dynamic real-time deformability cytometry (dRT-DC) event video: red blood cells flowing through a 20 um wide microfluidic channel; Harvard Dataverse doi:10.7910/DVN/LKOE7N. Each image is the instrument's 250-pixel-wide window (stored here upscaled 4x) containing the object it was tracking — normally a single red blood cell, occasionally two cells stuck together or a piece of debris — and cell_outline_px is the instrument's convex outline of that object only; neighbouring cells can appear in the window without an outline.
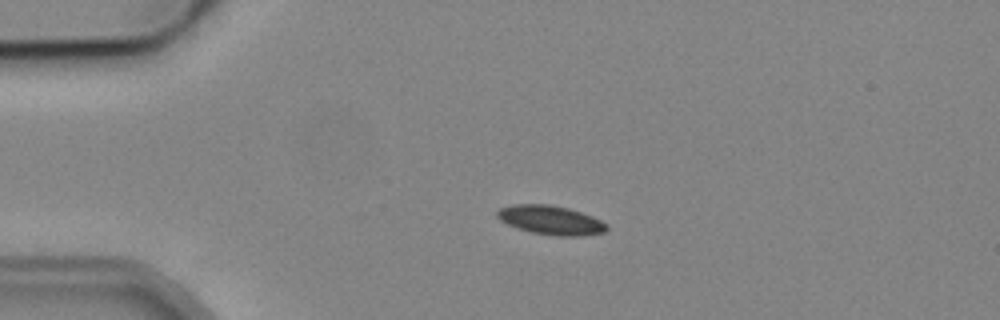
{"species": "common noctule bat (a hibernating species)", "species_latin": "Nyctalus noctula", "temperature_condition": "cold", "stored_images_in_passage": 4, "camera_frame_rate_fps": 3000, "um_per_image_px": 0.085, "animal": {"sex": "male", "body_mass_g": 19.2, "forearm_length_mm": 51.8}, "frame": {"image": 1, "passage_image": 3, "time_ms": 3.0, "image_size_px": [1000, 320], "cell_outline_px": [[608, 228], [604, 232], [580, 236], [556, 236], [532, 232], [508, 224], [500, 220], [496, 216], [496, 212], [500, 208], [512, 204], [548, 204], [568, 208], [592, 216], [608, 224]], "centroid_in_image_um": [46.81, 18.7], "position_along_channel_um": 38.2, "area_um2": 18.44}}